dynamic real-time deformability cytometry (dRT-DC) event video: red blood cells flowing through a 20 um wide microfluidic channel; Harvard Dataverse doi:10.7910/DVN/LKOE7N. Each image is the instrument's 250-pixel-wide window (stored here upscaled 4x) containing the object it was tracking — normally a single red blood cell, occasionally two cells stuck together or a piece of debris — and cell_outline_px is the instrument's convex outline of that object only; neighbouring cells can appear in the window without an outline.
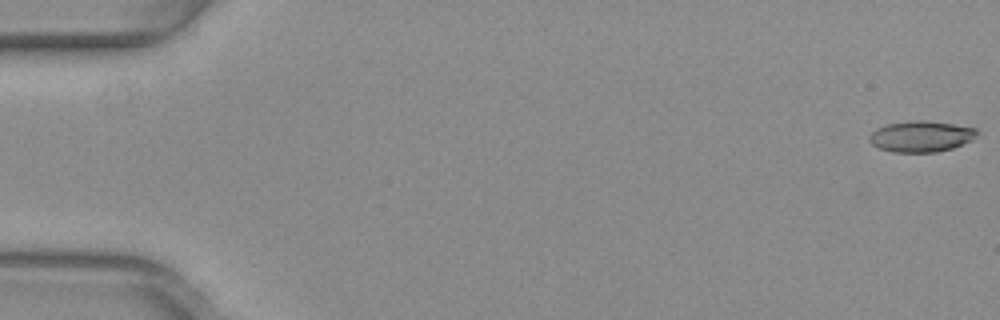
{"species": "common noctule bat (a hibernating species)", "species_latin": "Nyctalus noctula", "temperature_condition": "warm", "stored_images_in_passage": 6, "camera_frame_rate_fps": 3000, "um_per_image_px": 0.085, "animal": {"sex": "female", "body_mass_g": 29.2, "forearm_length_mm": 56.3}, "frame": {"image": 1, "passage_image": 1, "time_ms": 0.0, "image_size_px": [1000, 320], "cell_outline_px": [[980, 132], [972, 140], [952, 148], [936, 152], [892, 152], [880, 148], [872, 144], [868, 140], [868, 136], [876, 128], [888, 124], [916, 120], [924, 120], [952, 124], [976, 128]], "centroid_in_image_um": [78.29, 11.59], "position_along_channel_um": 6.7, "area_um2": 19.42}}